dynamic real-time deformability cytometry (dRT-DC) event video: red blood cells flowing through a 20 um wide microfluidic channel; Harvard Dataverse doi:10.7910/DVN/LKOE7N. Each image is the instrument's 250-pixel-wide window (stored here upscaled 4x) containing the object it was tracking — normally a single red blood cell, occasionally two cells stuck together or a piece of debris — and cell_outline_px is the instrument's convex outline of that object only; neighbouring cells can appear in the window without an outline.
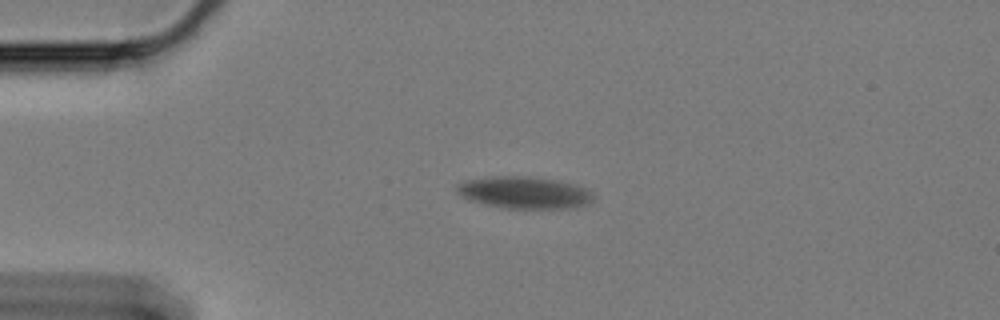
{"species": "Egyptian fruit bat (a non-hibernating species)", "species_latin": "Rousettus aegyptiacus", "temperature_condition": "cold", "stored_images_in_passage": 53, "camera_frame_rate_fps": 3000, "um_per_image_px": 0.085, "animal": {"sex": "female"}, "frame": {"image": 1, "passage_image": 1, "time_ms": 0.0, "image_size_px": [1000, 320], "cell_outline_px": [[596, 196], [588, 204], [576, 208], [504, 208], [484, 204], [468, 200], [460, 196], [456, 192], [456, 188], [460, 184], [468, 180], [492, 176], [524, 176], [552, 180], [572, 184], [584, 188], [592, 192]], "centroid_in_image_um": [44.56, 16.38], "position_along_channel_um": 40.4, "area_um2": 25.32}}
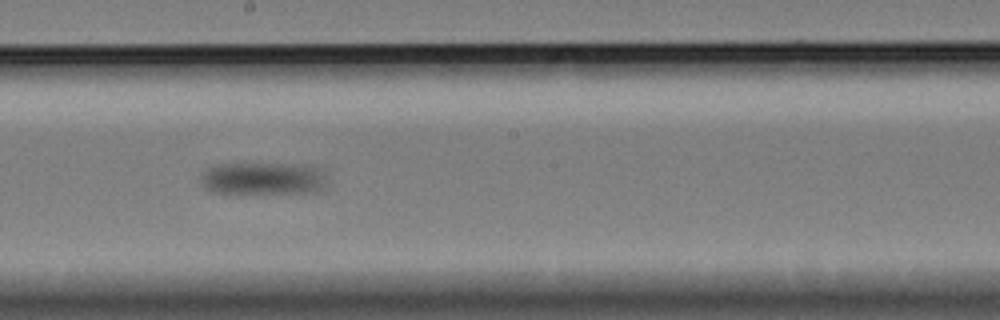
{"frame": {"image": 2, "passage_image": 23, "time_ms": 7.333, "image_size_px": [1000, 320], "cell_outline_px": [[328, 184], [324, 192], [236, 196], [212, 192], [204, 184], [200, 176], [208, 168], [216, 164], [304, 164], [320, 168], [324, 172]], "centroid_in_image_um": [22.45, 15.24], "position_along_channel_um": 225.7, "area_um2": 25.43}}
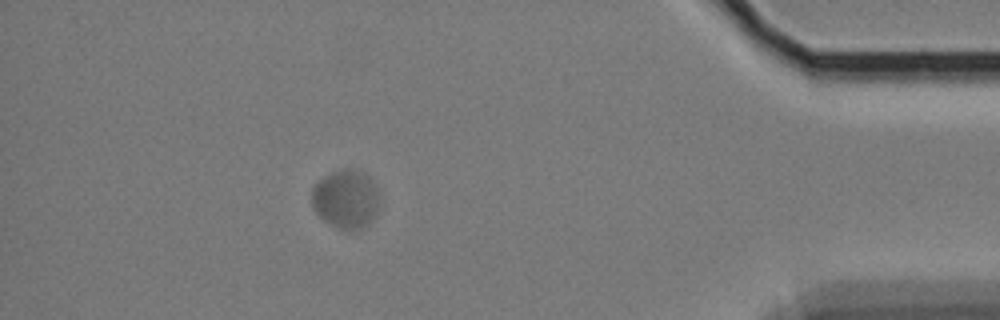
{"frame": {"image": 3, "passage_image": 46, "time_ms": 15.0, "image_size_px": [1000, 320], "cell_outline_px": [[380, 200], [376, 216], [364, 228], [340, 228], [328, 224], [312, 208], [312, 188], [324, 176], [340, 168], [352, 168], [364, 172], [376, 184], [380, 192]], "centroid_in_image_um": [29.44, 16.89], "position_along_channel_um": 405.8, "area_um2": 23.52}}